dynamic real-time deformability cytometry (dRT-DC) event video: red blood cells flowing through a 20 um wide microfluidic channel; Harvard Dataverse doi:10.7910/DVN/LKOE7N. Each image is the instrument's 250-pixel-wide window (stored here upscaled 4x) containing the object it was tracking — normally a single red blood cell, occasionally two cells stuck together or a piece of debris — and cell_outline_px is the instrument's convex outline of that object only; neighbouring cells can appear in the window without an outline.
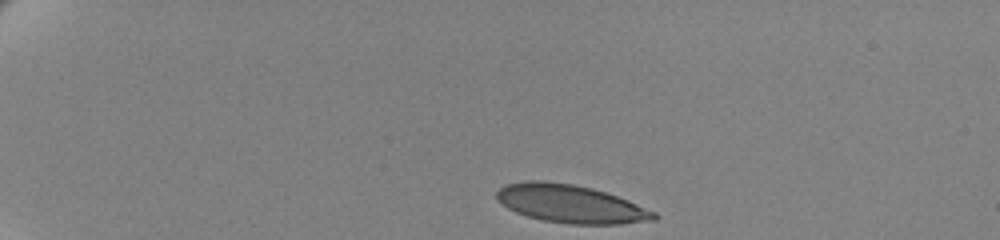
{"species": "human", "species_latin": "Homo sapiens", "temperature_condition": "cold", "stored_images_in_passage": 48, "camera_frame_rate_fps": 3000, "um_per_image_px": 0.085, "donor": {"sex": "female"}, "frame": {"image": 1, "passage_image": 1, "time_ms": 0.0, "image_size_px": [1000, 240], "cell_outline_px": [[660, 216], [656, 220], [620, 224], [568, 224], [544, 220], [528, 216], [516, 212], [508, 208], [496, 200], [496, 192], [504, 184], [524, 180], [540, 180], [572, 184], [592, 188], [628, 200], [656, 212]], "centroid_in_image_um": [48.49, 17.32], "position_along_channel_um": 36.5, "area_um2": 35.03}}
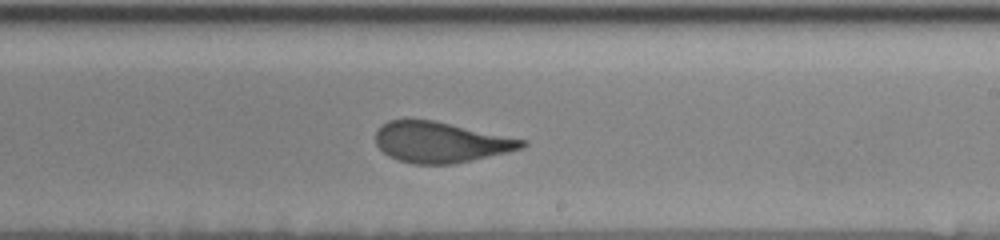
{"frame": {"image": 2, "passage_image": 27, "time_ms": 8.667, "image_size_px": [1000, 240], "cell_outline_px": [[528, 144], [524, 148], [508, 152], [472, 160], [452, 164], [412, 164], [388, 156], [376, 144], [376, 132], [388, 120], [436, 120], [528, 140]], "centroid_in_image_um": [37.51, 12.09], "position_along_channel_um": 251.5, "area_um2": 34.74}}
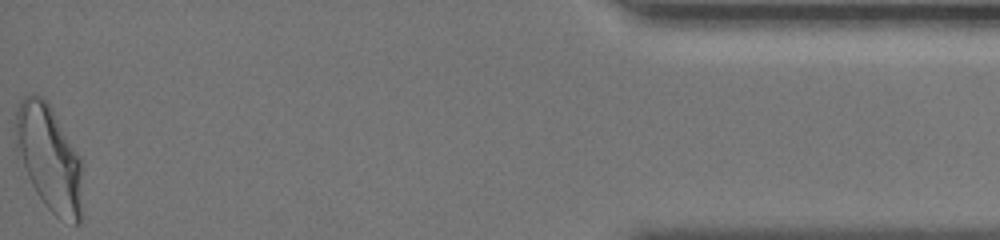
{"frame": {"image": 3, "passage_image": 48, "time_ms": 15.667, "image_size_px": [1000, 240], "cell_outline_px": [[84, 164], [80, 224], [76, 224], [60, 220], [44, 204], [36, 192], [28, 176], [16, 144], [16, 112], [20, 100], [24, 96], [32, 92], [40, 96], [48, 104], [80, 156]], "centroid_in_image_um": [4.23, 13.47], "position_along_channel_um": 431.0, "area_um2": 40.98}, "authors_computed_cell_mechanics": {"area_um2": 35.7204, "velocity_mm_per_s": 3.4571, "shape_relaxation_time_tau1_ms": 4.8765, "shape_relaxation_time_tau2_ms": 0.907, "deformation_change_tau1": 0.1927, "deformation_change_tau2": 0.0837}}